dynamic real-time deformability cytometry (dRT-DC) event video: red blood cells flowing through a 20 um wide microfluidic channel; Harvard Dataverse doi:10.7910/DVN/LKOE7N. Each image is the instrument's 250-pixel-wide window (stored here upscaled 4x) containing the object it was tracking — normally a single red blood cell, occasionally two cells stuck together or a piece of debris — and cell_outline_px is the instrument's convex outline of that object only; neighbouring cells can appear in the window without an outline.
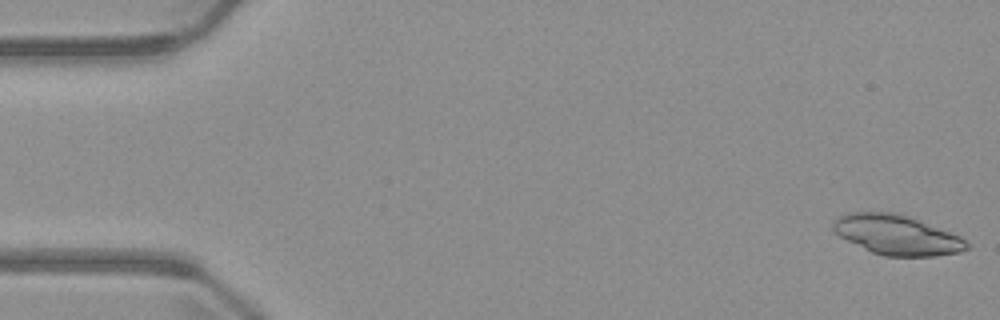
{"species": "common noctule bat (a hibernating species)", "species_latin": "Nyctalus noctula", "temperature_condition": "warm", "stored_images_in_passage": 5, "camera_frame_rate_fps": 3000, "um_per_image_px": 0.085, "animal": {"sex": "male", "body_mass_g": 23.1, "forearm_length_mm": 52.7}, "frame": {"image": 1, "passage_image": 1, "time_ms": 0.0, "image_size_px": [1000, 320], "cell_outline_px": [[968, 248], [960, 252], [936, 256], [884, 256], [872, 252], [840, 236], [832, 228], [832, 224], [836, 216], [848, 212], [900, 212], [960, 236], [968, 244]], "centroid_in_image_um": [76.22, 19.95], "position_along_channel_um": 8.8, "area_um2": 30.98}}